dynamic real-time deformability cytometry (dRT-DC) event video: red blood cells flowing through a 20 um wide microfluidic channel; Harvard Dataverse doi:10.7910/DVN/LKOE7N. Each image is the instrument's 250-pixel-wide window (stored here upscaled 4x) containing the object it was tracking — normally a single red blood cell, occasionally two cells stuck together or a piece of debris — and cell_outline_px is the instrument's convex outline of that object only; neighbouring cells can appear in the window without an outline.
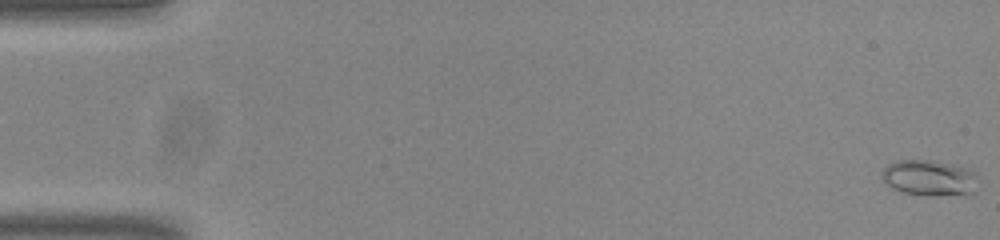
{"species": "common noctule bat (a hibernating species)", "species_latin": "Nyctalus noctula", "temperature_condition": "room temperature", "stored_images_in_passage": 54, "camera_frame_rate_fps": 3000, "um_per_image_px": 0.085, "animal": {"sex": "male", "body_mass_g": 20.0, "forearm_length_mm": 53.3}, "frame": {"image": 1, "passage_image": 1, "time_ms": 0.0, "image_size_px": [1000, 240], "cell_outline_px": [[976, 176], [972, 192], [900, 192], [892, 188], [880, 176], [884, 168], [888, 164], [900, 160], [936, 160], [952, 164], [964, 168], [972, 172]], "centroid_in_image_um": [78.87, 15.03], "position_along_channel_um": 6.1, "area_um2": 18.55}}
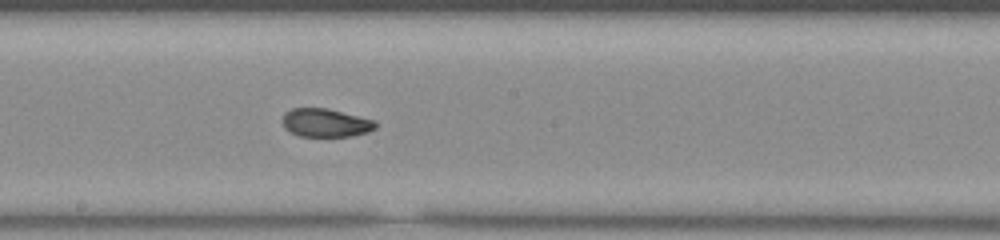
{"frame": {"image": 2, "passage_image": 30, "time_ms": 9.667, "image_size_px": [1000, 240], "cell_outline_px": [[376, 128], [368, 132], [352, 136], [300, 136], [284, 128], [284, 112], [292, 108], [328, 108], [376, 120]], "centroid_in_image_um": [27.71, 10.43], "position_along_channel_um": 220.5, "area_um2": 15.37}}
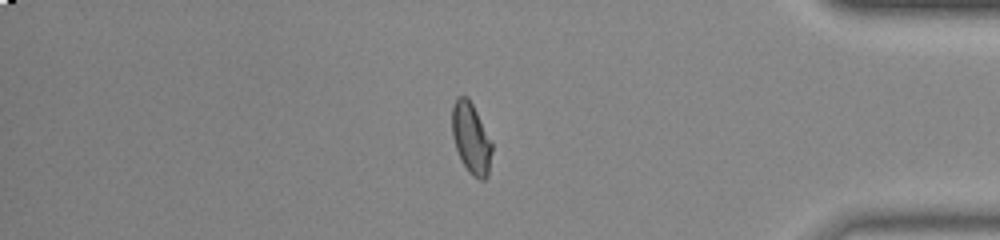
{"frame": {"image": 3, "passage_image": 46, "time_ms": 15.0, "image_size_px": [1000, 240], "cell_outline_px": [[492, 152], [488, 176], [484, 180], [480, 180], [472, 176], [468, 172], [456, 148], [452, 136], [452, 108], [456, 96], [468, 96], [492, 144]], "centroid_in_image_um": [40.03, 11.77], "position_along_channel_um": 395.2, "area_um2": 16.3}, "authors_computed_cell_mechanics": {"area_um2": 16.2996, "velocity_mm_per_s": 3.8346, "shape_relaxation_time_tau1_ms": null, "shape_relaxation_time_tau2_ms": 1.6996, "deformation_change_tau1": null, "deformation_change_tau2": 0.063}}